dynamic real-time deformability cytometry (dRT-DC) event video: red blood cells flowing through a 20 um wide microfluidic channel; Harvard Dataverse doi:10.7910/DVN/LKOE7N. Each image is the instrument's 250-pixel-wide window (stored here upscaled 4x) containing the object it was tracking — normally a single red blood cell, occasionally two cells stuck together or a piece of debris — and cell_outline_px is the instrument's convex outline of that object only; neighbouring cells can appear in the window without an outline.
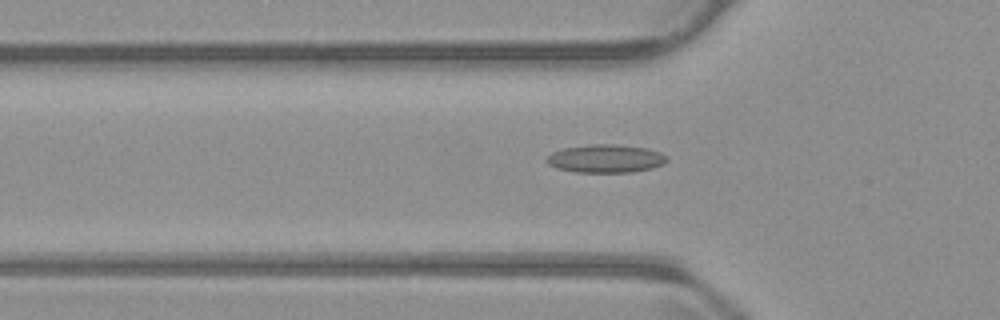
{"species": "common noctule bat (a hibernating species)", "species_latin": "Nyctalus noctula", "temperature_condition": "warm", "stored_images_in_passage": 40, "camera_frame_rate_fps": 3000, "um_per_image_px": 0.085, "animal": {"sex": "male", "body_mass_g": 23.1, "forearm_length_mm": 52.7}, "frame": {"image": 1, "passage_image": 3, "time_ms": 0.667, "image_size_px": [1000, 320], "cell_outline_px": [[668, 160], [664, 164], [652, 168], [632, 172], [576, 172], [556, 168], [548, 164], [544, 160], [552, 152], [564, 148], [588, 144], [612, 144], [648, 148], [660, 152], [668, 156]], "centroid_in_image_um": [51.49, 13.48], "position_along_channel_um": 74.3, "area_um2": 19.88}}
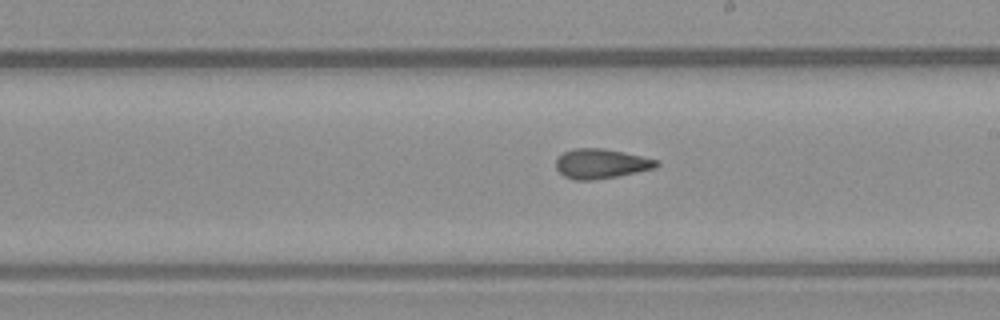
{"frame": {"image": 2, "passage_image": 16, "time_ms": 5.0, "image_size_px": [1000, 320], "cell_outline_px": [[660, 164], [656, 168], [620, 176], [592, 180], [572, 180], [564, 176], [556, 168], [556, 160], [564, 152], [572, 148], [604, 148], [624, 152], [656, 160]], "centroid_in_image_um": [51.08, 13.92], "position_along_channel_um": 237.9, "area_um2": 17.46}}
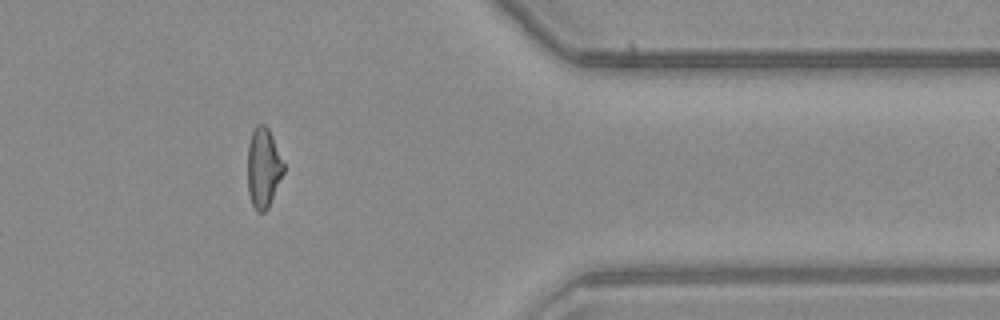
{"frame": {"image": 3, "passage_image": 30, "time_ms": 9.667, "image_size_px": [1000, 320], "cell_outline_px": [[284, 172], [268, 208], [264, 212], [256, 212], [252, 204], [248, 192], [248, 144], [252, 132], [256, 124], [264, 124], [268, 128], [272, 136], [284, 164]], "centroid_in_image_um": [22.38, 14.27], "position_along_channel_um": 389.0, "area_um2": 16.7}, "authors_computed_cell_mechanics": {"area_um2": 17.3689, "velocity_mm_per_s": 3.7426, "shape_relaxation_time_tau1_ms": 10.9265, "shape_relaxation_time_tau2_ms": 2.9512, "deformation_change_tau1": 0.2505, "deformation_change_tau2": 0.1108}}